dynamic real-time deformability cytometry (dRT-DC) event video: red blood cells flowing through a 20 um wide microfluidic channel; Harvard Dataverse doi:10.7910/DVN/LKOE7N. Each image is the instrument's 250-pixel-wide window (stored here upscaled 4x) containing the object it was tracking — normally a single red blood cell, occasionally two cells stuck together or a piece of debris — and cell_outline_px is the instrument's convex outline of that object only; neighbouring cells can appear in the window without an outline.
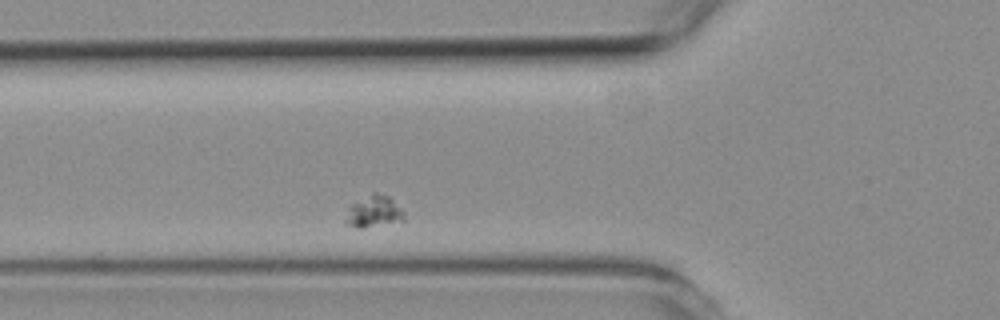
{"species": "common noctule bat (a hibernating species)", "species_latin": "Nyctalus noctula", "temperature_condition": "room temperature", "stored_images_in_passage": 2, "camera_frame_rate_fps": 3000, "um_per_image_px": 0.085, "animal": {"sex": "female", "body_mass_g": 19.3, "forearm_length_mm": 54.1}, "frame": {"image": 1, "passage_image": 2, "time_ms": 1.0, "image_size_px": [1000, 320], "cell_outline_px": [[404, 220], [360, 228], [356, 228], [348, 224], [344, 220], [348, 208], [352, 204], [372, 192], [376, 192], [388, 196], [400, 208], [404, 216]], "centroid_in_image_um": [31.73, 17.97], "position_along_channel_um": 94.1, "area_um2": 10.52}}